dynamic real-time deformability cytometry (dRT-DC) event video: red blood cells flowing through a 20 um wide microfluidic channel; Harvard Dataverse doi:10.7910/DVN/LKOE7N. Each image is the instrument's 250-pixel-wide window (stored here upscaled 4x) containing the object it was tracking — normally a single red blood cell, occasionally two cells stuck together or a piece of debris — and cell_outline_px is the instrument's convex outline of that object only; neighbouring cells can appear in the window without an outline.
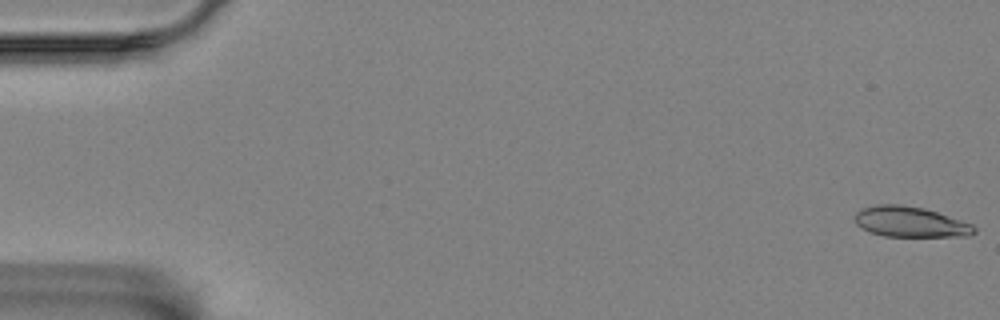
{"species": "Egyptian fruit bat (a non-hibernating species)", "species_latin": "Rousettus aegyptiacus", "temperature_condition": "room temperature", "stored_images_in_passage": 59, "camera_frame_rate_fps": 3000, "um_per_image_px": 0.085, "animal": {"sex": "female"}, "frame": {"image": 1, "passage_image": 1, "time_ms": 0.0, "image_size_px": [1000, 320], "cell_outline_px": [[976, 232], [968, 236], [884, 236], [872, 232], [856, 224], [852, 216], [860, 208], [876, 204], [900, 204], [924, 208], [972, 224], [976, 228]], "centroid_in_image_um": [77.33, 18.85], "position_along_channel_um": 7.7, "area_um2": 21.15}}
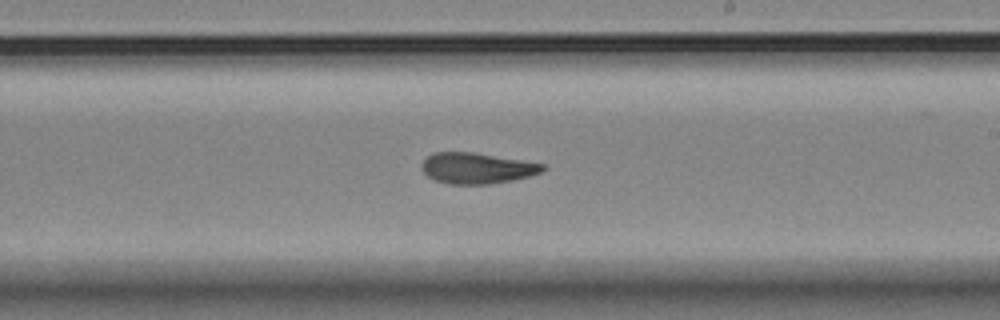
{"frame": {"image": 2, "passage_image": 34, "time_ms": 11.0, "image_size_px": [1000, 320], "cell_outline_px": [[544, 168], [540, 172], [528, 176], [512, 180], [488, 184], [448, 184], [432, 180], [420, 168], [420, 164], [428, 156], [436, 152], [472, 152], [544, 164]], "centroid_in_image_um": [40.46, 14.3], "position_along_channel_um": 248.5, "area_um2": 21.56}}
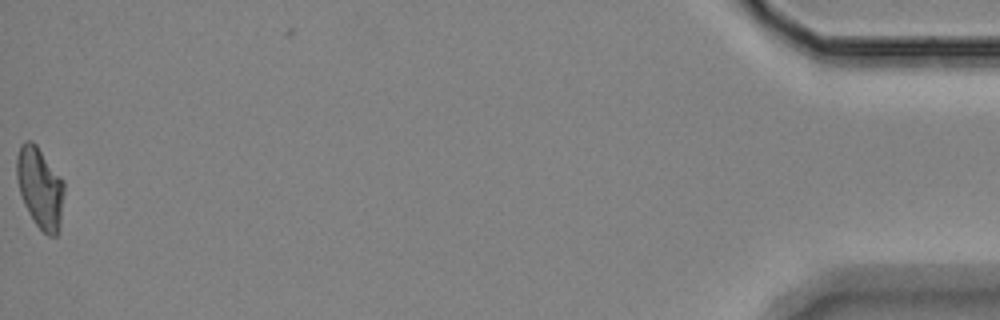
{"frame": {"image": 3, "passage_image": 58, "time_ms": 19.0, "image_size_px": [1000, 320], "cell_outline_px": [[64, 192], [60, 232], [56, 236], [48, 236], [36, 224], [28, 212], [24, 204], [20, 192], [16, 176], [16, 156], [20, 144], [24, 140], [32, 140], [36, 144], [64, 180]], "centroid_in_image_um": [3.41, 15.95], "position_along_channel_um": 431.8, "area_um2": 22.72}, "authors_computed_cell_mechanics": {"area_um2": 21.964, "velocity_mm_per_s": 3.4761, "shape_relaxation_time_tau1_ms": null, "shape_relaxation_time_tau2_ms": 4.607, "deformation_change_tau1": null, "deformation_change_tau2": 0.1211}}